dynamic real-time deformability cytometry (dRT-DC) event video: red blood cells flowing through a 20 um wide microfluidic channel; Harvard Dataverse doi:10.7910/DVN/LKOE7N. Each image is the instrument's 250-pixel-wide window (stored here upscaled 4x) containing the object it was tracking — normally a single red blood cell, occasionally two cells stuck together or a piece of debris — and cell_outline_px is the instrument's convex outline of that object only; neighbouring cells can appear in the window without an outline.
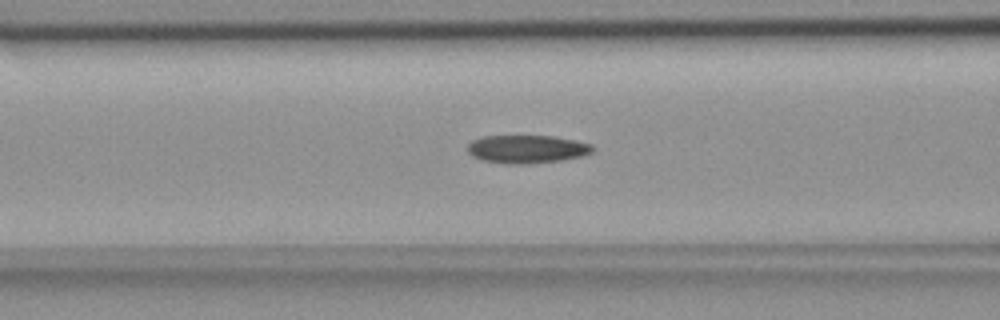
{"species": "common noctule bat (a hibernating species)", "species_latin": "Nyctalus noctula", "temperature_condition": "room temperature", "stored_images_in_passage": 55, "segment_of_instrument_passage": [1, 2], "camera_frame_rate_fps": 3000, "um_per_image_px": 0.085, "animal": {"sex": "female", "body_mass_g": 18.4}, "frame": {"image": 1, "passage_image": 21, "time_ms": 6.667, "image_size_px": [1000, 320], "cell_outline_px": [[596, 148], [592, 152], [580, 156], [560, 160], [532, 164], [508, 164], [484, 160], [472, 156], [468, 152], [468, 144], [472, 140], [480, 136], [552, 136], [592, 144]], "centroid_in_image_um": [44.77, 12.67], "position_along_channel_um": 121.8, "area_um2": 20.46}}
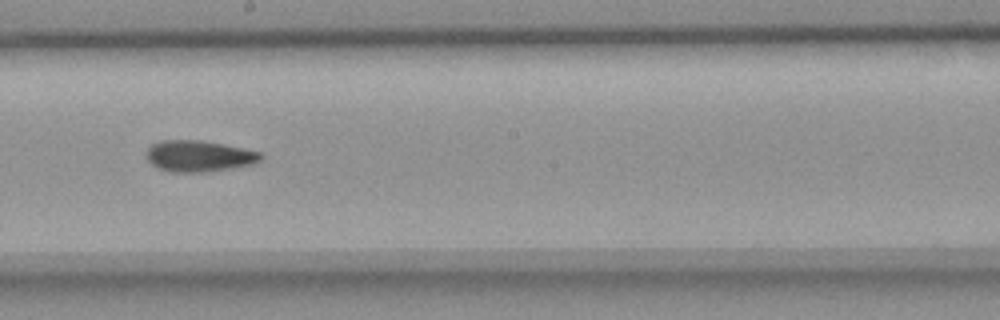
{"frame": {"image": 2, "passage_image": 30, "time_ms": 9.667, "image_size_px": [1000, 320], "cell_outline_px": [[264, 156], [260, 160], [252, 164], [232, 168], [204, 172], [172, 172], [160, 168], [152, 164], [148, 160], [148, 148], [152, 144], [160, 140], [200, 140], [260, 152]], "centroid_in_image_um": [16.91, 13.27], "position_along_channel_um": 231.3, "area_um2": 20.46}}
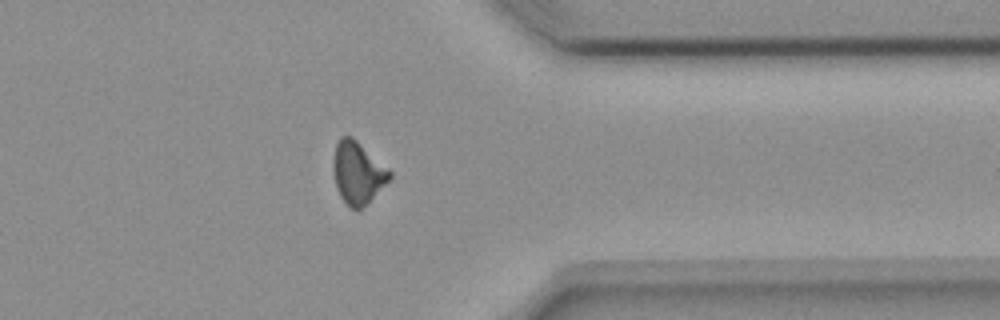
{"frame": {"image": 3, "passage_image": 43, "time_ms": 14.0, "image_size_px": [1000, 320], "cell_outline_px": [[392, 176], [360, 208], [348, 208], [340, 196], [336, 188], [332, 168], [332, 160], [336, 144], [340, 136], [352, 136], [392, 172]], "centroid_in_image_um": [30.35, 14.65], "position_along_channel_um": 381.1, "area_um2": 20.06}}